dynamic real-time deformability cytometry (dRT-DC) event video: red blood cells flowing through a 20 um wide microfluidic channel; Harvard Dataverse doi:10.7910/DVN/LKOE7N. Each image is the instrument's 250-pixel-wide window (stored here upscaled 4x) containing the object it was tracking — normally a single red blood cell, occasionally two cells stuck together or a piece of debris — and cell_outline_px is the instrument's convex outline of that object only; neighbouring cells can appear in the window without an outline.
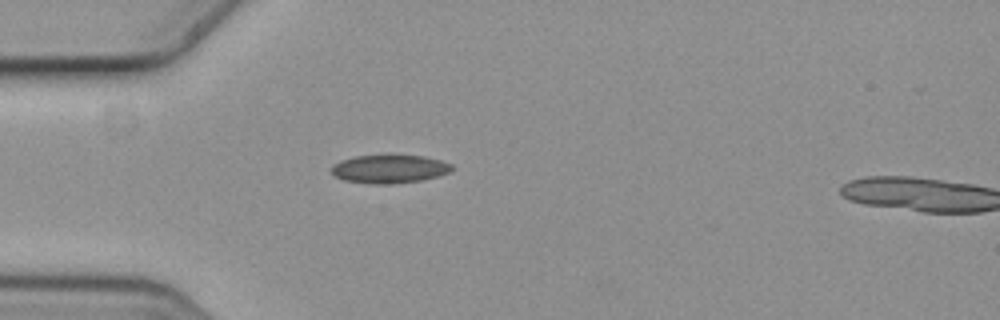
{"species": "common noctule bat (a hibernating species)", "species_latin": "Nyctalus noctula", "temperature_condition": "cold", "stored_images_in_passage": 2, "camera_frame_rate_fps": 3000, "um_per_image_px": 0.085, "animal": {"sex": "female", "body_mass_g": 19.3, "forearm_length_mm": 54.1}, "frame": {"image": 1, "passage_image": 1, "time_ms": 0.0, "image_size_px": [1000, 320], "cell_outline_px": [[452, 172], [420, 180], [392, 184], [376, 184], [344, 180], [336, 176], [332, 172], [332, 164], [340, 160], [356, 156], [388, 152], [392, 152], [424, 156], [440, 160], [452, 164]], "centroid_in_image_um": [33.11, 14.3], "position_along_channel_um": 51.9, "area_um2": 20.63}}